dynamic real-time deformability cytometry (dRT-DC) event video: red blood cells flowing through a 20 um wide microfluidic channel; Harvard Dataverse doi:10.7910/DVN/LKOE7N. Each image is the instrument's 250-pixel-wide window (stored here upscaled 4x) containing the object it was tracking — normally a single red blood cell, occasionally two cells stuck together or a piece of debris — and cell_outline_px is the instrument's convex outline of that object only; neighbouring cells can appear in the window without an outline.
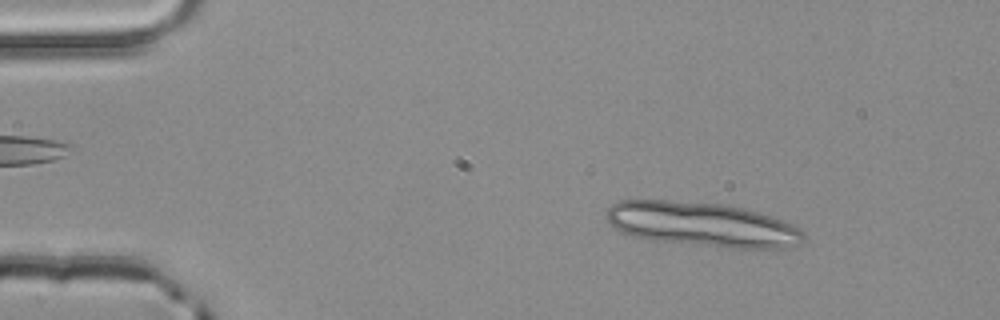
{"species": "common noctule bat (a hibernating species)", "species_latin": "Nyctalus noctula", "temperature_condition": "room temperature", "stored_images_in_passage": 3, "camera_frame_rate_fps": 3000, "um_per_image_px": 0.085, "animal": {"sex": "male", "body_mass_g": 20.4}, "frame": {"image": 1, "passage_image": 1, "time_ms": 0.0, "image_size_px": [1000, 320], "cell_outline_px": [[804, 240], [800, 244], [784, 248], [728, 248], [652, 240], [632, 236], [620, 232], [608, 220], [608, 208], [612, 204], [620, 200], [668, 200], [720, 204], [744, 208], [784, 220], [800, 228], [804, 232]], "centroid_in_image_um": [59.72, 19.08], "position_along_channel_um": 25.3, "area_um2": 51.04}}